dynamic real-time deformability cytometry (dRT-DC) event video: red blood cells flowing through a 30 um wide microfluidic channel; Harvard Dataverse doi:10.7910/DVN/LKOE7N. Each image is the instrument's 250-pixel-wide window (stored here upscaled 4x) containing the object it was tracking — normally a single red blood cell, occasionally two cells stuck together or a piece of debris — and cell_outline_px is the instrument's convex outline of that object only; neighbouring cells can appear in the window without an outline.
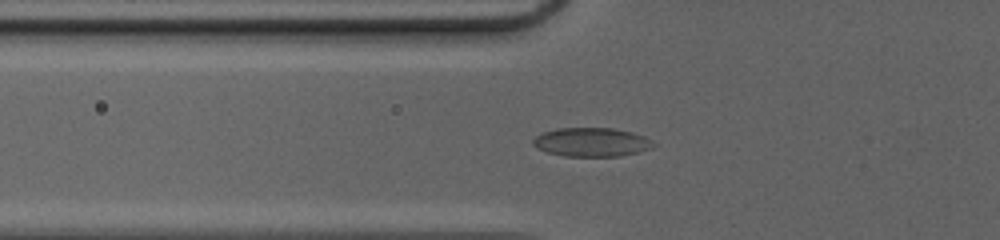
{"species": "common noctule bat (a hibernating species)", "species_latin": "Nyctalus noctula", "temperature_condition": "cold", "stored_images_in_passage": 33, "camera_frame_rate_fps": 3000, "um_per_image_px": 0.085, "animal": {"sex": "female", "body_mass_g": 20.0, "forearm_length_mm": 54.0}, "frame": {"image": 1, "passage_image": 2, "time_ms": 0.333, "image_size_px": [1000, 240], "cell_outline_px": [[656, 144], [652, 148], [620, 156], [564, 156], [548, 152], [536, 148], [532, 144], [532, 140], [536, 136], [544, 132], [556, 128], [612, 128], [632, 132], [644, 136], [652, 140]], "centroid_in_image_um": [50.28, 12.08], "position_along_channel_um": 75.5, "area_um2": 20.23}}
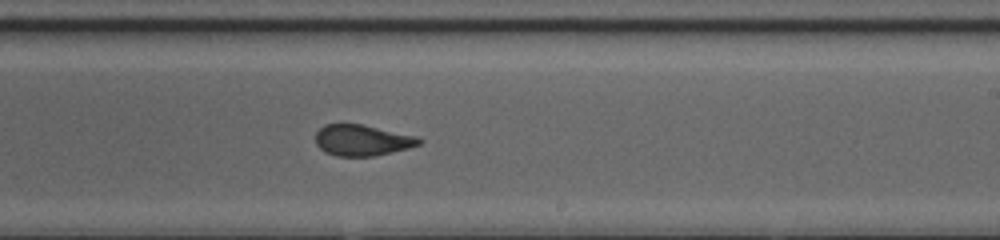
{"frame": {"image": 2, "passage_image": 15, "time_ms": 4.667, "image_size_px": [1000, 240], "cell_outline_px": [[424, 140], [420, 144], [408, 148], [372, 156], [336, 156], [324, 152], [316, 144], [316, 132], [324, 124], [364, 124], [416, 136]], "centroid_in_image_um": [30.77, 11.91], "position_along_channel_um": 258.2, "area_um2": 18.73}}
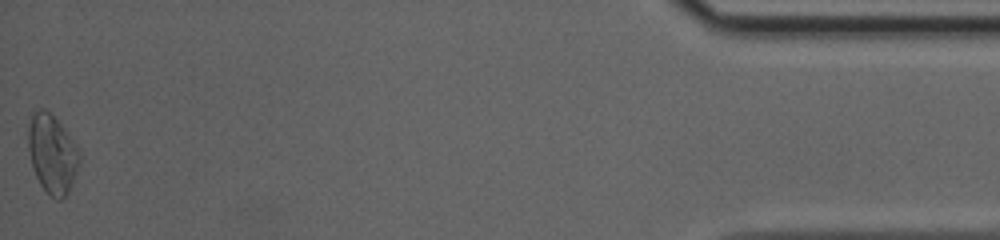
{"frame": {"image": 3, "passage_image": 33, "time_ms": 10.667, "image_size_px": [1000, 240], "cell_outline_px": [[80, 164], [72, 184], [68, 192], [60, 200], [56, 200], [40, 184], [36, 176], [32, 164], [28, 148], [28, 124], [32, 112], [40, 108], [44, 108], [60, 124], [80, 152]], "centroid_in_image_um": [4.43, 13.08], "position_along_channel_um": 430.8, "area_um2": 23.18}, "authors_computed_cell_mechanics": {"area_um2": 19.363, "velocity_mm_per_s": 4.2254, "shape_relaxation_time_tau1_ms": 8.6892, "shape_relaxation_time_tau2_ms": 0.8972, "deformation_change_tau1": 0.197, "deformation_change_tau2": 0.0597}}